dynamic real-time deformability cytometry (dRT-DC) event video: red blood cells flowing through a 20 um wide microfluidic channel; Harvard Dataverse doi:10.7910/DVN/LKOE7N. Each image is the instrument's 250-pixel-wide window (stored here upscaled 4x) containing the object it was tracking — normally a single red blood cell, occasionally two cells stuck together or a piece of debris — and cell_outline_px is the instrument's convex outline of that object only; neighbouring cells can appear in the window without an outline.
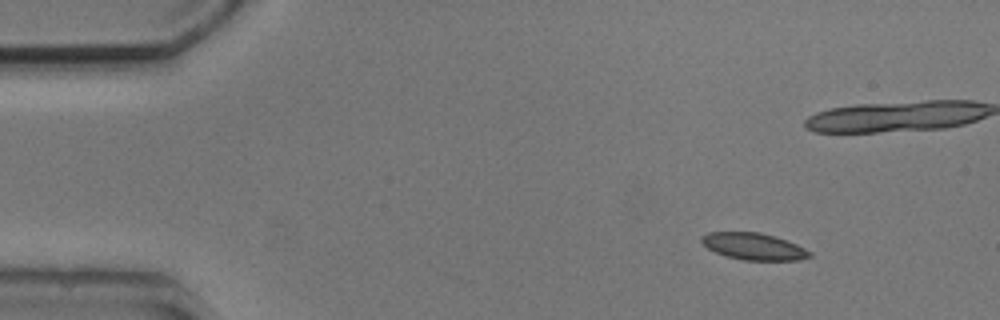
{"species": "common noctule bat (a hibernating species)", "species_latin": "Nyctalus noctula", "temperature_condition": "cold", "stored_images_in_passage": 6, "camera_frame_rate_fps": 3000, "um_per_image_px": 0.085, "animal": {"sex": "male", "body_mass_g": 20.5, "forearm_length_mm": 52.5}, "frame": {"image": 1, "passage_image": 1, "time_ms": 0.0, "image_size_px": [1000, 320], "cell_outline_px": [[812, 256], [800, 260], [744, 260], [728, 256], [716, 252], [708, 248], [700, 240], [700, 236], [708, 232], [760, 232], [776, 236], [796, 244], [812, 252]], "centroid_in_image_um": [64.08, 20.94], "position_along_channel_um": 20.9, "area_um2": 16.88}}